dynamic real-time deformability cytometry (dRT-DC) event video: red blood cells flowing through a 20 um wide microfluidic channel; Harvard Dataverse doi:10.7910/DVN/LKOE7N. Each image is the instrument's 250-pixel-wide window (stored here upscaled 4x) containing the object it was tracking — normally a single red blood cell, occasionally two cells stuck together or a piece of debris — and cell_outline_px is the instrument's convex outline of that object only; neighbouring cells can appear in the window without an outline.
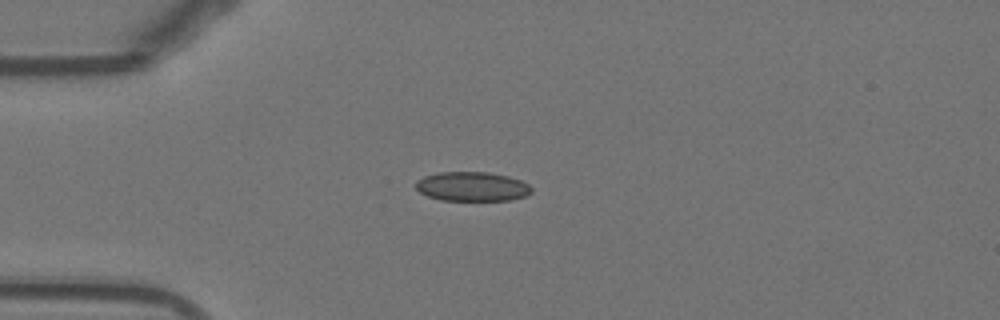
{"species": "Egyptian fruit bat (a non-hibernating species)", "species_latin": "Rousettus aegyptiacus", "temperature_condition": "warm", "stored_images_in_passage": 40, "camera_frame_rate_fps": 3000, "um_per_image_px": 0.085, "animal": {"sex": "female"}, "frame": {"image": 1, "passage_image": 1, "time_ms": 0.0, "image_size_px": [1000, 320], "cell_outline_px": [[532, 192], [524, 196], [508, 200], [440, 200], [428, 196], [420, 192], [416, 188], [416, 180], [424, 176], [440, 172], [488, 172], [508, 176], [520, 180], [528, 184], [532, 188]], "centroid_in_image_um": [40.12, 15.85], "position_along_channel_um": 44.9, "area_um2": 19.71}}
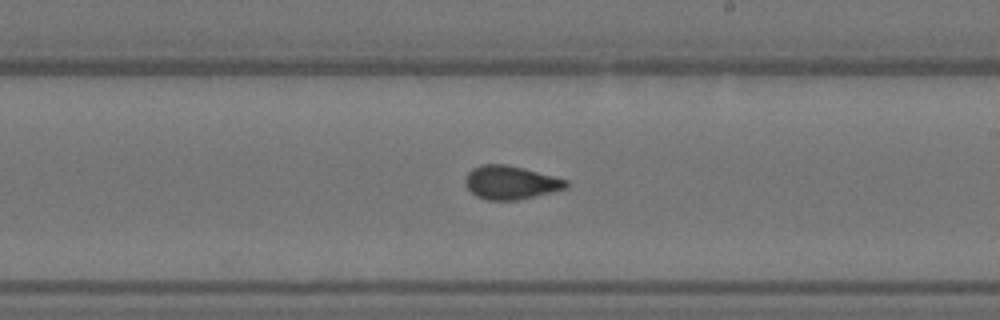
{"frame": {"image": 2, "passage_image": 18, "time_ms": 5.667, "image_size_px": [1000, 320], "cell_outline_px": [[568, 188], [516, 200], [488, 200], [476, 196], [464, 184], [464, 176], [472, 168], [484, 164], [508, 164], [524, 168], [568, 180]], "centroid_in_image_um": [43.38, 15.5], "position_along_channel_um": 245.6, "area_um2": 19.71}}
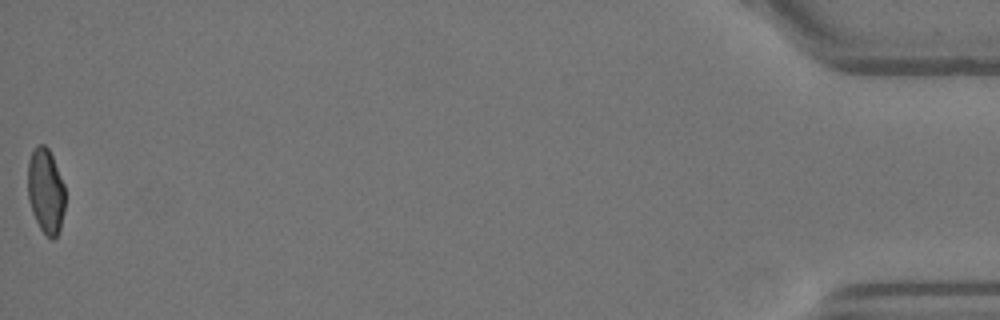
{"frame": {"image": 3, "passage_image": 40, "time_ms": 13.0, "image_size_px": [1000, 320], "cell_outline_px": [[64, 208], [60, 228], [56, 236], [52, 240], [40, 228], [32, 212], [28, 200], [28, 160], [36, 144], [44, 144], [48, 148], [52, 156], [64, 184]], "centroid_in_image_um": [3.87, 16.21], "position_along_channel_um": 431.3, "area_um2": 18.38}, "authors_computed_cell_mechanics": {"area_um2": 19.7098, "velocity_mm_per_s": 3.8778, "shape_relaxation_time_tau1_ms": 6.985, "shape_relaxation_time_tau2_ms": 1.0563, "deformation_change_tau1": 0.1522, "deformation_change_tau2": 0.0473}}